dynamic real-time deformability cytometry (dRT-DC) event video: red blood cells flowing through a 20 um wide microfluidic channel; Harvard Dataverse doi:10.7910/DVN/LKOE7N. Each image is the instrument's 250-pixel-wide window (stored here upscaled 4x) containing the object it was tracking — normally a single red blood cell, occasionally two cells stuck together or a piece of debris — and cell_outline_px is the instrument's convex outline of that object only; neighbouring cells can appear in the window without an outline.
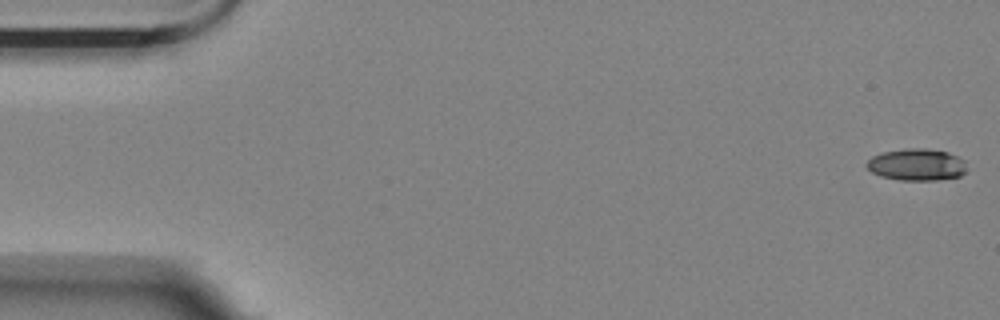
{"species": "Egyptian fruit bat (a non-hibernating species)", "species_latin": "Rousettus aegyptiacus", "temperature_condition": "room temperature", "stored_images_in_passage": 56, "camera_frame_rate_fps": 3000, "um_per_image_px": 0.085, "animal": {"sex": "female"}, "frame": {"image": 1, "passage_image": 1, "time_ms": 0.0, "image_size_px": [1000, 320], "cell_outline_px": [[968, 172], [960, 176], [936, 180], [900, 180], [880, 176], [872, 172], [864, 164], [872, 156], [884, 152], [904, 148], [924, 148], [948, 152], [964, 160]], "centroid_in_image_um": [77.93, 13.99], "position_along_channel_um": 7.1, "area_um2": 18.73}}
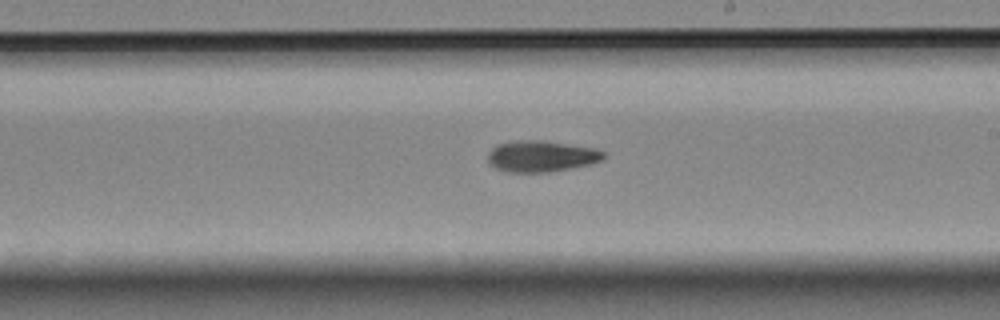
{"frame": {"image": 2, "passage_image": 32, "time_ms": 10.333, "image_size_px": [1000, 320], "cell_outline_px": [[604, 156], [600, 160], [588, 164], [548, 172], [508, 172], [496, 168], [488, 164], [488, 152], [496, 144], [512, 140], [544, 140], [592, 148], [604, 152]], "centroid_in_image_um": [45.91, 13.27], "position_along_channel_um": 243.1, "area_um2": 20.92}}
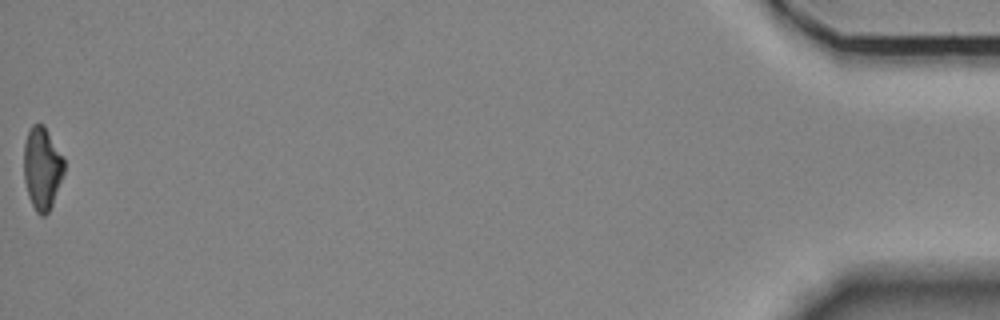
{"frame": {"image": 3, "passage_image": 56, "time_ms": 18.333, "image_size_px": [1000, 320], "cell_outline_px": [[64, 172], [52, 204], [48, 212], [44, 216], [40, 216], [36, 212], [28, 196], [24, 180], [24, 144], [28, 132], [32, 124], [44, 124], [64, 160]], "centroid_in_image_um": [3.56, 14.31], "position_along_channel_um": 431.6, "area_um2": 19.19}, "authors_computed_cell_mechanics": {"area_um2": 20.23, "velocity_mm_per_s": 3.5746, "shape_relaxation_time_tau1_ms": null, "shape_relaxation_time_tau2_ms": 10.2539, "deformation_change_tau1": null, "deformation_change_tau2": 0.2091}}